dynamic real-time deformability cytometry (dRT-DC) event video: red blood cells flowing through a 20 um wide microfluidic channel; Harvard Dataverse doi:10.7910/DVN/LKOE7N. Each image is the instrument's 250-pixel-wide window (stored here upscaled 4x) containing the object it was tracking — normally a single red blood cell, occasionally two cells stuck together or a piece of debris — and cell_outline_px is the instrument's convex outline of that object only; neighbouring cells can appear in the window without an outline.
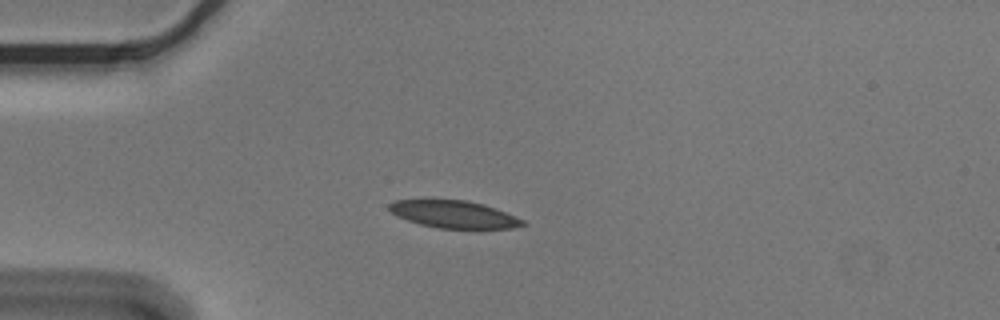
{"species": "Egyptian fruit bat (a non-hibernating species)", "species_latin": "Rousettus aegyptiacus", "temperature_condition": "cold", "stored_images_in_passage": 4, "camera_frame_rate_fps": 3000, "um_per_image_px": 0.085, "animal": {"sex": "male"}, "frame": {"image": 1, "passage_image": 3, "time_ms": 0.667, "image_size_px": [1000, 320], "cell_outline_px": [[528, 224], [512, 228], [440, 228], [420, 224], [396, 216], [388, 208], [388, 204], [392, 200], [468, 200], [484, 204], [496, 208], [524, 220]], "centroid_in_image_um": [38.58, 18.21], "position_along_channel_um": 46.4, "area_um2": 21.21}}